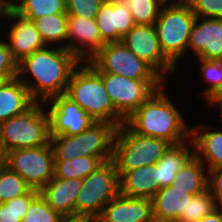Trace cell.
I'll return each instance as SVG.
<instances>
[{"mask_svg":"<svg viewBox=\"0 0 222 222\" xmlns=\"http://www.w3.org/2000/svg\"><path fill=\"white\" fill-rule=\"evenodd\" d=\"M105 44L95 19L68 15L67 50L81 62H88Z\"/></svg>","mask_w":222,"mask_h":222,"instance_id":"15","label":"cell"},{"mask_svg":"<svg viewBox=\"0 0 222 222\" xmlns=\"http://www.w3.org/2000/svg\"><path fill=\"white\" fill-rule=\"evenodd\" d=\"M22 0H7L8 8L14 9Z\"/></svg>","mask_w":222,"mask_h":222,"instance_id":"42","label":"cell"},{"mask_svg":"<svg viewBox=\"0 0 222 222\" xmlns=\"http://www.w3.org/2000/svg\"><path fill=\"white\" fill-rule=\"evenodd\" d=\"M188 191L172 185L162 187L151 198L154 222H176L184 209V199Z\"/></svg>","mask_w":222,"mask_h":222,"instance_id":"24","label":"cell"},{"mask_svg":"<svg viewBox=\"0 0 222 222\" xmlns=\"http://www.w3.org/2000/svg\"><path fill=\"white\" fill-rule=\"evenodd\" d=\"M39 194V190L31 189L25 195L0 203V222H22L31 202Z\"/></svg>","mask_w":222,"mask_h":222,"instance_id":"32","label":"cell"},{"mask_svg":"<svg viewBox=\"0 0 222 222\" xmlns=\"http://www.w3.org/2000/svg\"><path fill=\"white\" fill-rule=\"evenodd\" d=\"M0 161L19 174L32 189L40 191L54 177V154L50 143L9 151Z\"/></svg>","mask_w":222,"mask_h":222,"instance_id":"9","label":"cell"},{"mask_svg":"<svg viewBox=\"0 0 222 222\" xmlns=\"http://www.w3.org/2000/svg\"><path fill=\"white\" fill-rule=\"evenodd\" d=\"M165 2H172V1H186V0H164Z\"/></svg>","mask_w":222,"mask_h":222,"instance_id":"46","label":"cell"},{"mask_svg":"<svg viewBox=\"0 0 222 222\" xmlns=\"http://www.w3.org/2000/svg\"><path fill=\"white\" fill-rule=\"evenodd\" d=\"M208 189L217 208L222 210V166L208 170Z\"/></svg>","mask_w":222,"mask_h":222,"instance_id":"38","label":"cell"},{"mask_svg":"<svg viewBox=\"0 0 222 222\" xmlns=\"http://www.w3.org/2000/svg\"><path fill=\"white\" fill-rule=\"evenodd\" d=\"M81 61L69 50L46 46L17 63V78L36 103L65 94L69 80Z\"/></svg>","mask_w":222,"mask_h":222,"instance_id":"1","label":"cell"},{"mask_svg":"<svg viewBox=\"0 0 222 222\" xmlns=\"http://www.w3.org/2000/svg\"><path fill=\"white\" fill-rule=\"evenodd\" d=\"M138 58L150 65L166 82L179 70L162 52L155 25H135L121 41Z\"/></svg>","mask_w":222,"mask_h":222,"instance_id":"12","label":"cell"},{"mask_svg":"<svg viewBox=\"0 0 222 222\" xmlns=\"http://www.w3.org/2000/svg\"><path fill=\"white\" fill-rule=\"evenodd\" d=\"M65 94L96 122H110L118 127L125 123L105 90L100 72L89 62H81L75 68Z\"/></svg>","mask_w":222,"mask_h":222,"instance_id":"3","label":"cell"},{"mask_svg":"<svg viewBox=\"0 0 222 222\" xmlns=\"http://www.w3.org/2000/svg\"><path fill=\"white\" fill-rule=\"evenodd\" d=\"M105 43L120 42L136 24L123 0H105L95 18Z\"/></svg>","mask_w":222,"mask_h":222,"instance_id":"17","label":"cell"},{"mask_svg":"<svg viewBox=\"0 0 222 222\" xmlns=\"http://www.w3.org/2000/svg\"><path fill=\"white\" fill-rule=\"evenodd\" d=\"M105 0H66L67 15L95 19Z\"/></svg>","mask_w":222,"mask_h":222,"instance_id":"35","label":"cell"},{"mask_svg":"<svg viewBox=\"0 0 222 222\" xmlns=\"http://www.w3.org/2000/svg\"><path fill=\"white\" fill-rule=\"evenodd\" d=\"M166 85L156 90L137 108L125 120V124L137 134L178 145L190 140L191 127L181 108L167 94Z\"/></svg>","mask_w":222,"mask_h":222,"instance_id":"2","label":"cell"},{"mask_svg":"<svg viewBox=\"0 0 222 222\" xmlns=\"http://www.w3.org/2000/svg\"><path fill=\"white\" fill-rule=\"evenodd\" d=\"M49 143V116L44 103H35L25 113L0 123V158L12 150Z\"/></svg>","mask_w":222,"mask_h":222,"instance_id":"5","label":"cell"},{"mask_svg":"<svg viewBox=\"0 0 222 222\" xmlns=\"http://www.w3.org/2000/svg\"><path fill=\"white\" fill-rule=\"evenodd\" d=\"M119 193L116 165L113 160L106 161L82 180L76 199V218H99L105 205Z\"/></svg>","mask_w":222,"mask_h":222,"instance_id":"8","label":"cell"},{"mask_svg":"<svg viewBox=\"0 0 222 222\" xmlns=\"http://www.w3.org/2000/svg\"><path fill=\"white\" fill-rule=\"evenodd\" d=\"M196 17L186 1L165 2L154 24L162 52L176 67L187 55L189 36Z\"/></svg>","mask_w":222,"mask_h":222,"instance_id":"4","label":"cell"},{"mask_svg":"<svg viewBox=\"0 0 222 222\" xmlns=\"http://www.w3.org/2000/svg\"><path fill=\"white\" fill-rule=\"evenodd\" d=\"M35 103L27 87L17 77L6 80L0 87V123L25 113Z\"/></svg>","mask_w":222,"mask_h":222,"instance_id":"22","label":"cell"},{"mask_svg":"<svg viewBox=\"0 0 222 222\" xmlns=\"http://www.w3.org/2000/svg\"><path fill=\"white\" fill-rule=\"evenodd\" d=\"M194 156L192 140L172 145L163 157L154 164L158 190L175 182L176 173Z\"/></svg>","mask_w":222,"mask_h":222,"instance_id":"23","label":"cell"},{"mask_svg":"<svg viewBox=\"0 0 222 222\" xmlns=\"http://www.w3.org/2000/svg\"><path fill=\"white\" fill-rule=\"evenodd\" d=\"M217 97H222V91H221V93Z\"/></svg>","mask_w":222,"mask_h":222,"instance_id":"47","label":"cell"},{"mask_svg":"<svg viewBox=\"0 0 222 222\" xmlns=\"http://www.w3.org/2000/svg\"><path fill=\"white\" fill-rule=\"evenodd\" d=\"M33 22L46 46L67 49V13L42 16Z\"/></svg>","mask_w":222,"mask_h":222,"instance_id":"26","label":"cell"},{"mask_svg":"<svg viewBox=\"0 0 222 222\" xmlns=\"http://www.w3.org/2000/svg\"><path fill=\"white\" fill-rule=\"evenodd\" d=\"M197 17L222 19V0H186Z\"/></svg>","mask_w":222,"mask_h":222,"instance_id":"36","label":"cell"},{"mask_svg":"<svg viewBox=\"0 0 222 222\" xmlns=\"http://www.w3.org/2000/svg\"><path fill=\"white\" fill-rule=\"evenodd\" d=\"M219 125L214 128L202 122L191 125L190 139L194 145V155L207 170L222 166V126Z\"/></svg>","mask_w":222,"mask_h":222,"instance_id":"20","label":"cell"},{"mask_svg":"<svg viewBox=\"0 0 222 222\" xmlns=\"http://www.w3.org/2000/svg\"><path fill=\"white\" fill-rule=\"evenodd\" d=\"M65 218L54 211L39 194L30 204L22 222H64Z\"/></svg>","mask_w":222,"mask_h":222,"instance_id":"34","label":"cell"},{"mask_svg":"<svg viewBox=\"0 0 222 222\" xmlns=\"http://www.w3.org/2000/svg\"><path fill=\"white\" fill-rule=\"evenodd\" d=\"M201 64L199 65V74L202 80L207 83V87L200 95L204 98L207 105H209L222 91V60H206L197 59Z\"/></svg>","mask_w":222,"mask_h":222,"instance_id":"29","label":"cell"},{"mask_svg":"<svg viewBox=\"0 0 222 222\" xmlns=\"http://www.w3.org/2000/svg\"><path fill=\"white\" fill-rule=\"evenodd\" d=\"M64 222H79V218H76V219H65Z\"/></svg>","mask_w":222,"mask_h":222,"instance_id":"44","label":"cell"},{"mask_svg":"<svg viewBox=\"0 0 222 222\" xmlns=\"http://www.w3.org/2000/svg\"><path fill=\"white\" fill-rule=\"evenodd\" d=\"M189 194L197 195L208 189V170L195 155L176 173L171 184Z\"/></svg>","mask_w":222,"mask_h":222,"instance_id":"25","label":"cell"},{"mask_svg":"<svg viewBox=\"0 0 222 222\" xmlns=\"http://www.w3.org/2000/svg\"><path fill=\"white\" fill-rule=\"evenodd\" d=\"M31 189L19 174L0 161V203L25 195Z\"/></svg>","mask_w":222,"mask_h":222,"instance_id":"31","label":"cell"},{"mask_svg":"<svg viewBox=\"0 0 222 222\" xmlns=\"http://www.w3.org/2000/svg\"><path fill=\"white\" fill-rule=\"evenodd\" d=\"M5 81L6 79L3 76H0V87L3 85Z\"/></svg>","mask_w":222,"mask_h":222,"instance_id":"45","label":"cell"},{"mask_svg":"<svg viewBox=\"0 0 222 222\" xmlns=\"http://www.w3.org/2000/svg\"><path fill=\"white\" fill-rule=\"evenodd\" d=\"M172 144L164 139L133 132L125 123L117 128L113 158L117 171L156 164Z\"/></svg>","mask_w":222,"mask_h":222,"instance_id":"7","label":"cell"},{"mask_svg":"<svg viewBox=\"0 0 222 222\" xmlns=\"http://www.w3.org/2000/svg\"><path fill=\"white\" fill-rule=\"evenodd\" d=\"M190 51L198 59L222 60V19L196 17L189 36L187 55Z\"/></svg>","mask_w":222,"mask_h":222,"instance_id":"16","label":"cell"},{"mask_svg":"<svg viewBox=\"0 0 222 222\" xmlns=\"http://www.w3.org/2000/svg\"><path fill=\"white\" fill-rule=\"evenodd\" d=\"M13 10L34 21L42 16L66 13V0H22Z\"/></svg>","mask_w":222,"mask_h":222,"instance_id":"30","label":"cell"},{"mask_svg":"<svg viewBox=\"0 0 222 222\" xmlns=\"http://www.w3.org/2000/svg\"><path fill=\"white\" fill-rule=\"evenodd\" d=\"M104 162L99 157L82 156L69 160H54V177L83 180Z\"/></svg>","mask_w":222,"mask_h":222,"instance_id":"27","label":"cell"},{"mask_svg":"<svg viewBox=\"0 0 222 222\" xmlns=\"http://www.w3.org/2000/svg\"><path fill=\"white\" fill-rule=\"evenodd\" d=\"M209 107H213V108H217V109H219L218 111H219V114H218V116H219V120L218 121H220V123H222V97H216L210 104H209Z\"/></svg>","mask_w":222,"mask_h":222,"instance_id":"41","label":"cell"},{"mask_svg":"<svg viewBox=\"0 0 222 222\" xmlns=\"http://www.w3.org/2000/svg\"><path fill=\"white\" fill-rule=\"evenodd\" d=\"M5 20L12 21V26L6 28L9 31L4 36L6 40L8 39L6 43L16 63L46 47L33 21L20 16L13 9L7 10Z\"/></svg>","mask_w":222,"mask_h":222,"instance_id":"14","label":"cell"},{"mask_svg":"<svg viewBox=\"0 0 222 222\" xmlns=\"http://www.w3.org/2000/svg\"><path fill=\"white\" fill-rule=\"evenodd\" d=\"M118 126L110 122H95L77 135L50 136L54 160H69L82 156L99 157L103 162L112 160Z\"/></svg>","mask_w":222,"mask_h":222,"instance_id":"6","label":"cell"},{"mask_svg":"<svg viewBox=\"0 0 222 222\" xmlns=\"http://www.w3.org/2000/svg\"><path fill=\"white\" fill-rule=\"evenodd\" d=\"M88 62L100 73L119 74L135 80H164L122 42L106 43Z\"/></svg>","mask_w":222,"mask_h":222,"instance_id":"10","label":"cell"},{"mask_svg":"<svg viewBox=\"0 0 222 222\" xmlns=\"http://www.w3.org/2000/svg\"><path fill=\"white\" fill-rule=\"evenodd\" d=\"M199 222H222V210L215 209L210 214L203 217Z\"/></svg>","mask_w":222,"mask_h":222,"instance_id":"39","label":"cell"},{"mask_svg":"<svg viewBox=\"0 0 222 222\" xmlns=\"http://www.w3.org/2000/svg\"><path fill=\"white\" fill-rule=\"evenodd\" d=\"M2 36L0 34V76L10 80L17 76V63L12 59L6 39Z\"/></svg>","mask_w":222,"mask_h":222,"instance_id":"37","label":"cell"},{"mask_svg":"<svg viewBox=\"0 0 222 222\" xmlns=\"http://www.w3.org/2000/svg\"><path fill=\"white\" fill-rule=\"evenodd\" d=\"M99 219L102 222H154L152 201L119 193L105 205Z\"/></svg>","mask_w":222,"mask_h":222,"instance_id":"19","label":"cell"},{"mask_svg":"<svg viewBox=\"0 0 222 222\" xmlns=\"http://www.w3.org/2000/svg\"><path fill=\"white\" fill-rule=\"evenodd\" d=\"M81 188V179L53 177L39 192L47 204L62 217L76 219V199Z\"/></svg>","mask_w":222,"mask_h":222,"instance_id":"18","label":"cell"},{"mask_svg":"<svg viewBox=\"0 0 222 222\" xmlns=\"http://www.w3.org/2000/svg\"><path fill=\"white\" fill-rule=\"evenodd\" d=\"M136 25H154L164 0H123Z\"/></svg>","mask_w":222,"mask_h":222,"instance_id":"33","label":"cell"},{"mask_svg":"<svg viewBox=\"0 0 222 222\" xmlns=\"http://www.w3.org/2000/svg\"><path fill=\"white\" fill-rule=\"evenodd\" d=\"M79 222H102L99 218H79Z\"/></svg>","mask_w":222,"mask_h":222,"instance_id":"43","label":"cell"},{"mask_svg":"<svg viewBox=\"0 0 222 222\" xmlns=\"http://www.w3.org/2000/svg\"><path fill=\"white\" fill-rule=\"evenodd\" d=\"M120 194L133 198L150 199L158 191L154 164L129 171H118Z\"/></svg>","mask_w":222,"mask_h":222,"instance_id":"21","label":"cell"},{"mask_svg":"<svg viewBox=\"0 0 222 222\" xmlns=\"http://www.w3.org/2000/svg\"><path fill=\"white\" fill-rule=\"evenodd\" d=\"M44 105L49 116L50 136L77 135L96 122L66 94L55 96Z\"/></svg>","mask_w":222,"mask_h":222,"instance_id":"13","label":"cell"},{"mask_svg":"<svg viewBox=\"0 0 222 222\" xmlns=\"http://www.w3.org/2000/svg\"><path fill=\"white\" fill-rule=\"evenodd\" d=\"M217 209L215 199L209 189L200 194H187L184 209L176 222H199L203 217Z\"/></svg>","mask_w":222,"mask_h":222,"instance_id":"28","label":"cell"},{"mask_svg":"<svg viewBox=\"0 0 222 222\" xmlns=\"http://www.w3.org/2000/svg\"><path fill=\"white\" fill-rule=\"evenodd\" d=\"M105 90L110 96L115 110L126 120L165 80H135L113 73H100Z\"/></svg>","mask_w":222,"mask_h":222,"instance_id":"11","label":"cell"},{"mask_svg":"<svg viewBox=\"0 0 222 222\" xmlns=\"http://www.w3.org/2000/svg\"><path fill=\"white\" fill-rule=\"evenodd\" d=\"M8 9L9 8H8L7 0H0V29H2L1 26L5 20L6 12Z\"/></svg>","mask_w":222,"mask_h":222,"instance_id":"40","label":"cell"}]
</instances>
